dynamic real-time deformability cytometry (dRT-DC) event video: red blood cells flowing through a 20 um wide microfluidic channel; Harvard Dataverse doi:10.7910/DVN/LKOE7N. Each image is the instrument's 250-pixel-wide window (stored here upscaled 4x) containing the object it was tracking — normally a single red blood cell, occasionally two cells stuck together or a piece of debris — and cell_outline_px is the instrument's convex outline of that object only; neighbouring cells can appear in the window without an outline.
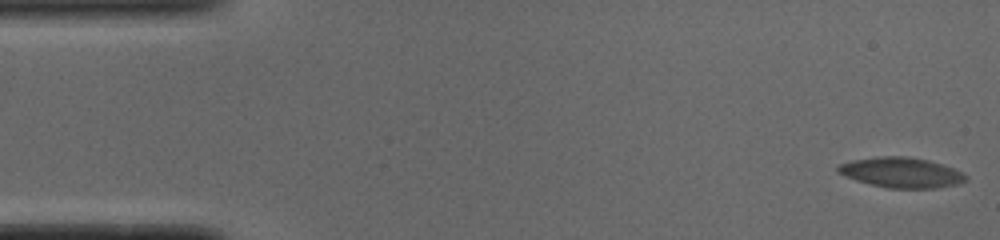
{"species": "common noctule bat (a hibernating species)", "species_latin": "Nyctalus noctula", "temperature_condition": "cold", "stored_images_in_passage": 16, "camera_frame_rate_fps": 3000, "um_per_image_px": 0.085, "animal": {"sex": "male", "body_mass_g": 19.0, "forearm_length_mm": 50.8}, "frame": {"image": 1, "passage_image": 1, "time_ms": 0.0, "image_size_px": [1000, 240], "cell_outline_px": [[964, 180], [956, 184], [932, 188], [888, 188], [856, 180], [836, 172], [836, 168], [840, 164], [852, 160], [884, 156], [908, 156], [928, 160], [952, 168], [960, 172], [964, 176]], "centroid_in_image_um": [76.54, 14.66], "position_along_channel_um": 8.5, "area_um2": 21.96}}
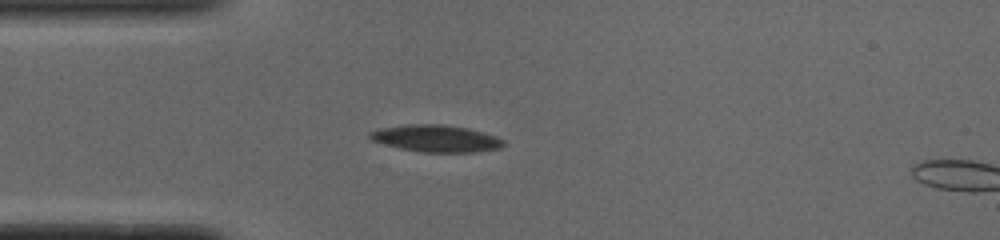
{"frame": {"image": 2, "passage_image": 14, "time_ms": 4.333, "image_size_px": [1000, 240], "cell_outline_px": [[504, 144], [500, 148], [472, 152], [424, 152], [400, 148], [372, 140], [368, 136], [368, 132], [384, 128], [408, 124], [444, 124], [468, 128], [496, 136], [504, 140]], "centroid_in_image_um": [37.09, 11.76], "position_along_channel_um": 47.9, "area_um2": 20.75}}